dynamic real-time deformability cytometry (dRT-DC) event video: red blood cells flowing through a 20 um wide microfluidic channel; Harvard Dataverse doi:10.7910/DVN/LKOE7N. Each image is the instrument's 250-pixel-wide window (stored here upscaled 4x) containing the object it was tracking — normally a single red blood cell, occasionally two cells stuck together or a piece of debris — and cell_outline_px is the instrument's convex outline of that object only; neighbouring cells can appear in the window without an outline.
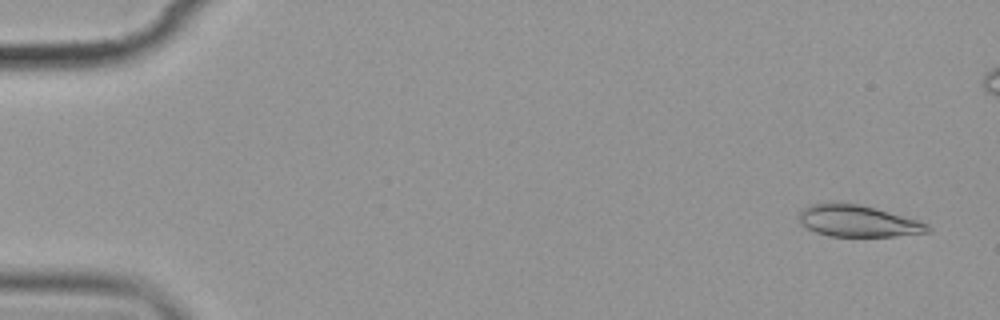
{"species": "common noctule bat (a hibernating species)", "species_latin": "Nyctalus noctula", "temperature_condition": "cold", "stored_images_in_passage": 6, "camera_frame_rate_fps": 3000, "um_per_image_px": 0.085, "animal": {"sex": "female", "body_mass_g": 19.9}, "frame": {"image": 1, "passage_image": 1, "time_ms": 0.0, "image_size_px": [1000, 320], "cell_outline_px": [[932, 232], [896, 236], [828, 236], [816, 232], [800, 224], [800, 208], [808, 204], [856, 204], [872, 208], [916, 220], [928, 224], [932, 228]], "centroid_in_image_um": [72.91, 18.81], "position_along_channel_um": 12.1, "area_um2": 23.18}}